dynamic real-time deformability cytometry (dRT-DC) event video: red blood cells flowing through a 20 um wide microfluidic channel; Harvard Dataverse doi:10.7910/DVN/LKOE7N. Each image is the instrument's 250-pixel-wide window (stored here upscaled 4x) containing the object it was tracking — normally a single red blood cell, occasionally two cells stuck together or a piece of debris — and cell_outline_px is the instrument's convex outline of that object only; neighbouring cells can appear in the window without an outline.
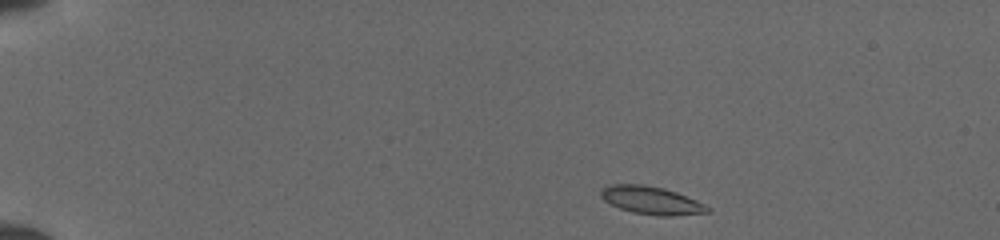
{"species": "common noctule bat (a hibernating species)", "species_latin": "Nyctalus noctula", "temperature_condition": "cold", "stored_images_in_passage": 42, "camera_frame_rate_fps": 3000, "um_per_image_px": 0.085, "animal": {"sex": "female", "body_mass_g": 19.5, "forearm_length_mm": 54.1}, "frame": {"image": 1, "passage_image": 1, "time_ms": 0.0, "image_size_px": [1000, 240], "cell_outline_px": [[712, 212], [672, 216], [660, 216], [632, 212], [620, 208], [604, 200], [600, 196], [600, 188], [608, 184], [644, 184], [664, 188], [676, 192], [696, 200], [712, 208]], "centroid_in_image_um": [55.37, 17.02], "position_along_channel_um": 29.6, "area_um2": 17.51}}
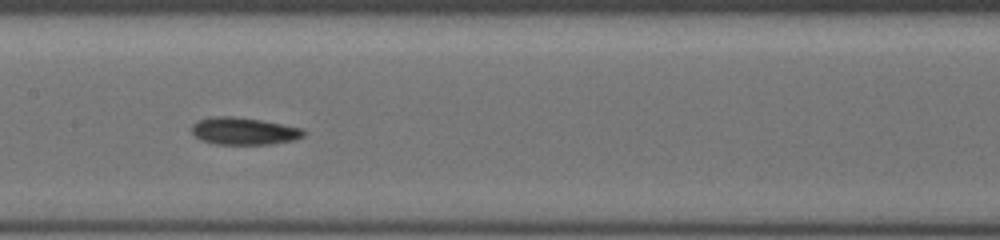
{"frame": {"image": 2, "passage_image": 19, "time_ms": 6.0, "image_size_px": [1000, 240], "cell_outline_px": [[308, 132], [304, 136], [296, 140], [272, 144], [216, 144], [200, 140], [192, 132], [192, 124], [196, 120], [208, 116], [236, 116], [260, 120], [304, 128]], "centroid_in_image_um": [20.75, 11.13], "position_along_channel_um": 186.7, "area_um2": 18.15}}
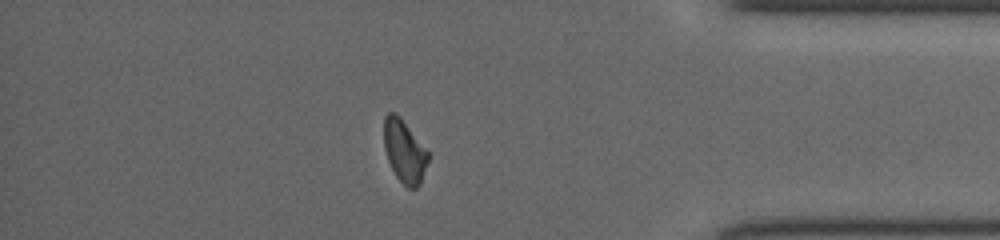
{"frame": {"image": 3, "passage_image": 36, "time_ms": 11.667, "image_size_px": [1000, 240], "cell_outline_px": [[428, 160], [420, 184], [416, 188], [408, 188], [396, 176], [388, 160], [384, 148], [384, 116], [388, 112], [392, 112], [400, 116], [428, 152]], "centroid_in_image_um": [34.35, 12.84], "position_along_channel_um": 400.8, "area_um2": 15.9}}